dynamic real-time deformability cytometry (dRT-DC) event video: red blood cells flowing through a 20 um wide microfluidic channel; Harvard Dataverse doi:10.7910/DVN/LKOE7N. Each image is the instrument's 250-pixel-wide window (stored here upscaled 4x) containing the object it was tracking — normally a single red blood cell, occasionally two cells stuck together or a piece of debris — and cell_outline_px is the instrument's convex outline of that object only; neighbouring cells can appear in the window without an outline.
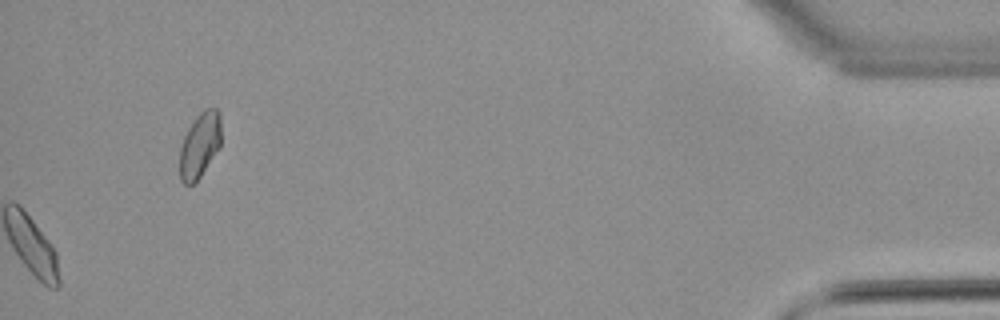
{"species": "common noctule bat (a hibernating species)", "species_latin": "Nyctalus noctula", "temperature_condition": "warm", "stored_images_in_passage": 54, "camera_frame_rate_fps": 3000, "um_per_image_px": 0.085, "animal": {"sex": "male", "body_mass_g": 21.5, "forearm_length_mm": 52.0}, "frame": {"image": 1, "passage_image": 54, "time_ms": 17.667, "image_size_px": [1000, 320], "cell_outline_px": [[220, 148], [200, 176], [192, 184], [184, 184], [180, 180], [180, 148], [184, 136], [188, 128], [196, 116], [204, 108], [216, 108], [220, 112]], "centroid_in_image_um": [16.98, 12.31], "position_along_channel_um": 418.2, "area_um2": 15.72}, "authors_computed_cell_mechanics": {"area_um2": 18.5827, "velocity_mm_per_s": 3.8426, "shape_relaxation_time_tau1_ms": null, "shape_relaxation_time_tau2_ms": 4.4646, "deformation_change_tau1": null, "deformation_change_tau2": 0.0677}}